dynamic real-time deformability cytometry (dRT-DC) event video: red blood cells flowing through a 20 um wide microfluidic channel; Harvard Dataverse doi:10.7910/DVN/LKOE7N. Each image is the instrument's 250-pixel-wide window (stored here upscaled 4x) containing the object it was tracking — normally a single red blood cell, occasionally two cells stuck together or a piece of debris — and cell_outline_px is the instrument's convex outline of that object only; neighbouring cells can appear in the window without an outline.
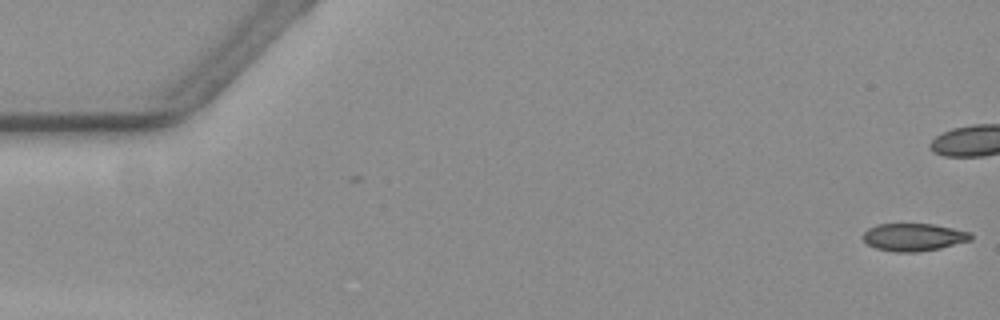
{"species": "common noctule bat (a hibernating species)", "species_latin": "Nyctalus noctula", "temperature_condition": "warm", "stored_images_in_passage": 45, "camera_frame_rate_fps": 3000, "um_per_image_px": 0.085, "animal": {"sex": "female", "body_mass_g": 19.3, "forearm_length_mm": 54.1}, "frame": {"image": 1, "passage_image": 1, "time_ms": 0.0, "image_size_px": [1000, 320], "cell_outline_px": [[972, 240], [940, 248], [916, 252], [896, 252], [876, 248], [868, 244], [864, 240], [864, 232], [868, 228], [876, 224], [932, 224], [972, 232]], "centroid_in_image_um": [77.68, 20.15], "position_along_channel_um": 7.3, "area_um2": 17.28}}
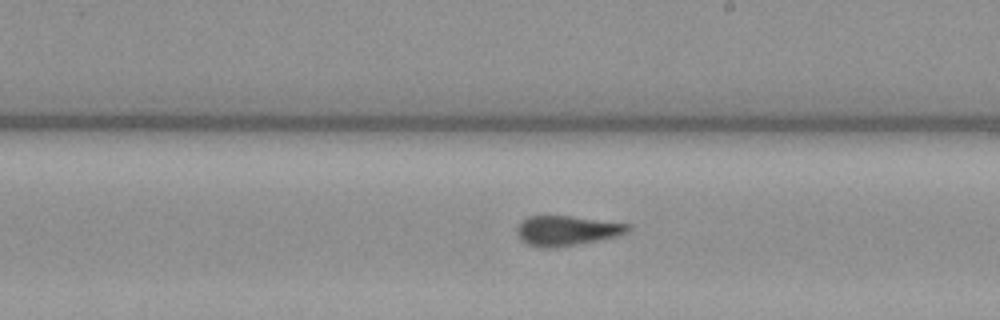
{"frame": {"image": 2, "passage_image": 33, "time_ms": 10.667, "image_size_px": [1000, 320], "cell_outline_px": [[632, 228], [628, 232], [616, 236], [556, 248], [540, 248], [528, 244], [520, 240], [516, 232], [516, 228], [520, 220], [528, 216], [572, 216], [632, 224]], "centroid_in_image_um": [48.15, 19.6], "position_along_channel_um": 240.9, "area_um2": 19.54}}
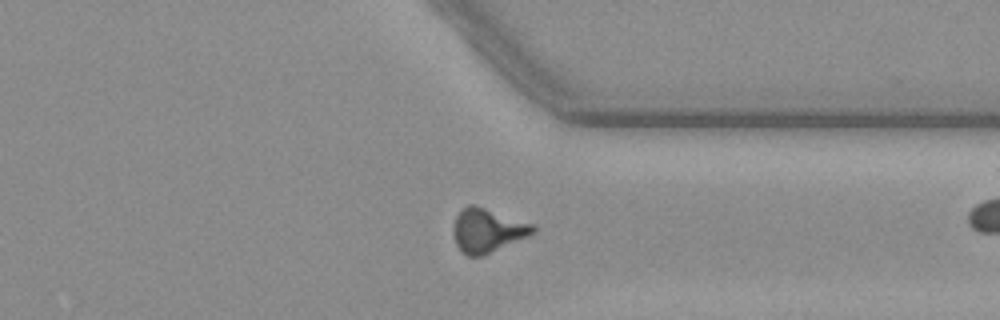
{"frame": {"image": 3, "passage_image": 44, "time_ms": 14.333, "image_size_px": [1000, 320], "cell_outline_px": [[536, 228], [528, 236], [480, 256], [468, 256], [460, 252], [456, 244], [452, 232], [452, 228], [456, 216], [468, 204], [476, 204], [536, 224]], "centroid_in_image_um": [41.41, 19.55], "position_along_channel_um": 370.0, "area_um2": 20.46}}